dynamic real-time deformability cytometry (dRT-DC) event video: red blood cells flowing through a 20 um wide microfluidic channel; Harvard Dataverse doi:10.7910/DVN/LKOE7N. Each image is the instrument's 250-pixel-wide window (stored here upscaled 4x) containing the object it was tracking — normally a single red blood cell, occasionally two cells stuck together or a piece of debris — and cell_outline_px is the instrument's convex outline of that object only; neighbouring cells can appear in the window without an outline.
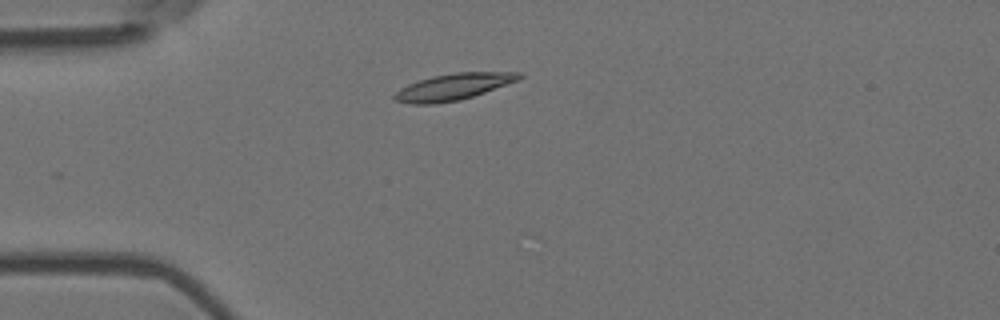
{"species": "Egyptian fruit bat (a non-hibernating species)", "species_latin": "Rousettus aegyptiacus", "temperature_condition": "room temperature", "stored_images_in_passage": 5, "camera_frame_rate_fps": 3000, "um_per_image_px": 0.085, "animal": {"sex": "female"}, "frame": {"image": 1, "passage_image": 3, "time_ms": 0.667, "image_size_px": [1000, 320], "cell_outline_px": [[524, 76], [520, 80], [460, 100], [436, 104], [412, 104], [396, 100], [392, 96], [400, 88], [408, 84], [432, 76], [456, 72], [520, 72]], "centroid_in_image_um": [38.55, 7.37], "position_along_channel_um": 46.4, "area_um2": 19.19}}
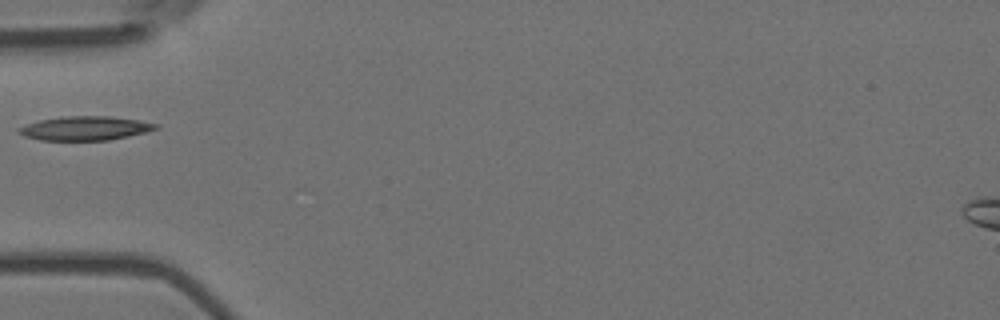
{"frame": {"image": 2, "passage_image": 4, "time_ms": 1.0, "image_size_px": [1000, 320], "cell_outline_px": [[160, 128], [128, 136], [108, 140], [40, 140], [24, 136], [16, 132], [16, 128], [40, 120], [64, 116], [108, 116], [140, 120], [160, 124]], "centroid_in_image_um": [7.24, 10.9], "position_along_channel_um": 77.8, "area_um2": 19.19}}
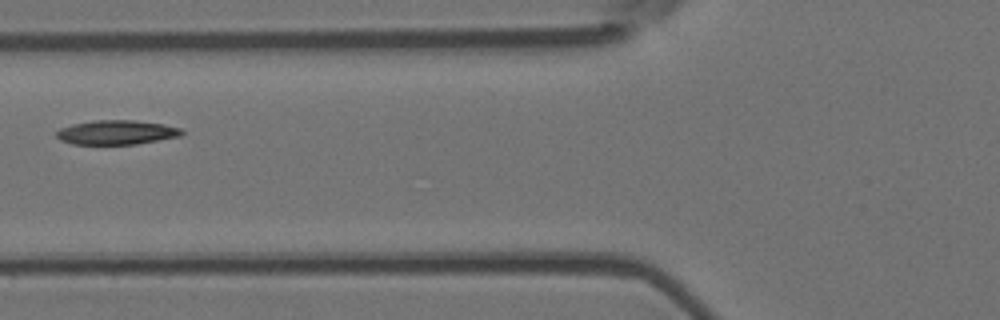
{"frame": {"image": 3, "passage_image": 5, "time_ms": 1.333, "image_size_px": [1000, 320], "cell_outline_px": [[184, 132], [180, 136], [136, 144], [72, 144], [60, 140], [56, 136], [56, 132], [60, 128], [72, 124], [92, 120], [136, 120], [164, 124], [180, 128]], "centroid_in_image_um": [9.89, 11.24], "position_along_channel_um": 115.9, "area_um2": 17.8}}